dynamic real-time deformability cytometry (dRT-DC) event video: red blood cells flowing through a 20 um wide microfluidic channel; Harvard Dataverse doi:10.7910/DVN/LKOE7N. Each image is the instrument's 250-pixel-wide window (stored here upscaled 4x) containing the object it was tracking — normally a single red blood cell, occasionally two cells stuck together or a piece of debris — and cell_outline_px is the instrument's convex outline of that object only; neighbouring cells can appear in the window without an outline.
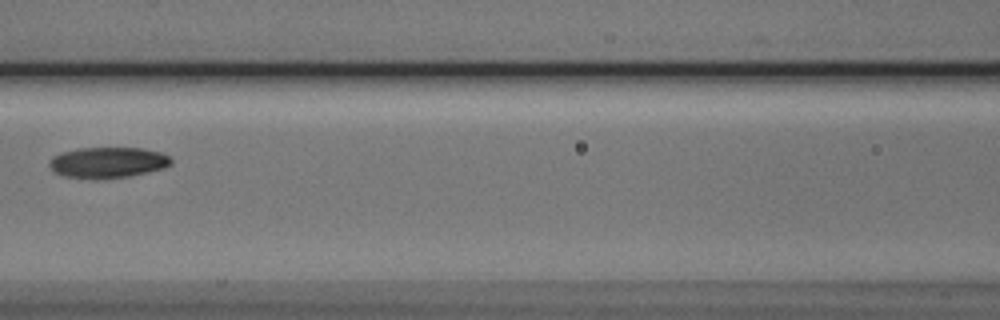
{"species": "Egyptian fruit bat (a non-hibernating species)", "species_latin": "Rousettus aegyptiacus", "temperature_condition": "cold", "stored_images_in_passage": 9, "camera_frame_rate_fps": 3000, "um_per_image_px": 0.085, "animal": {"sex": "male"}, "frame": {"image": 1, "passage_image": 8, "time_ms": 9.333, "image_size_px": [1000, 320], "cell_outline_px": [[172, 164], [164, 168], [128, 176], [96, 180], [64, 176], [56, 172], [48, 164], [48, 160], [52, 156], [60, 152], [80, 148], [140, 148], [160, 152], [168, 156], [172, 160]], "centroid_in_image_um": [9.13, 13.81], "position_along_channel_um": 157.5, "area_um2": 21.96}}
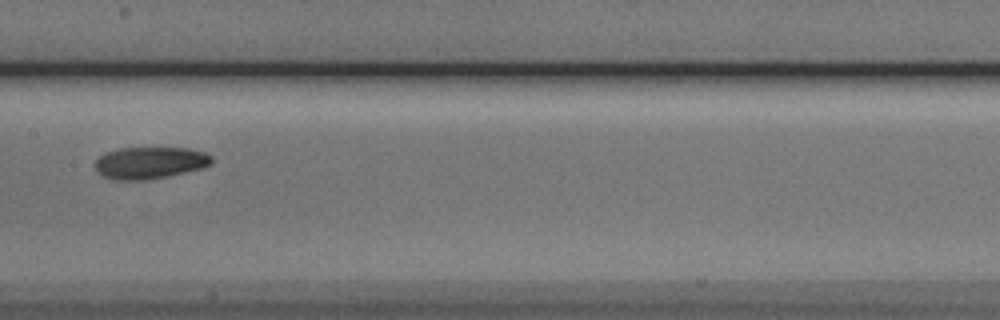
{"frame": {"image": 2, "passage_image": 9, "time_ms": 10.333, "image_size_px": [1000, 320], "cell_outline_px": [[212, 164], [200, 168], [168, 176], [144, 180], [112, 180], [104, 176], [96, 168], [96, 160], [104, 152], [120, 148], [188, 148], [204, 152], [212, 156]], "centroid_in_image_um": [12.74, 13.83], "position_along_channel_um": 194.7, "area_um2": 21.56}}